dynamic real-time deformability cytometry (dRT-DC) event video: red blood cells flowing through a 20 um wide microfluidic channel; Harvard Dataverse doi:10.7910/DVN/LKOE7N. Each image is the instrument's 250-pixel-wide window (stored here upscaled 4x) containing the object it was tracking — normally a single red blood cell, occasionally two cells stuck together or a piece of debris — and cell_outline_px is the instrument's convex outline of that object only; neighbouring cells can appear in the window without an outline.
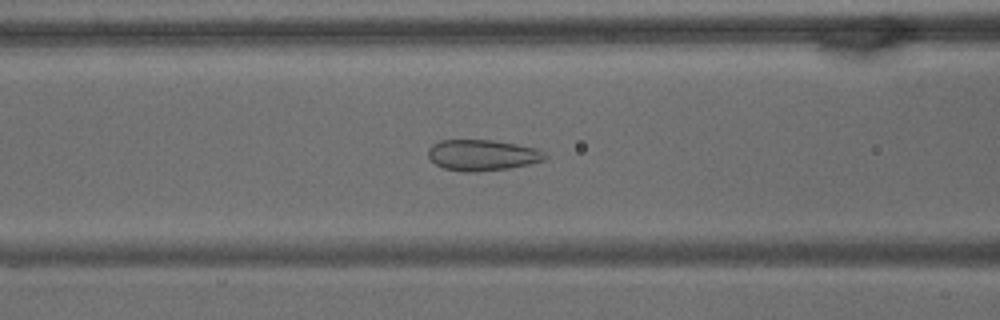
{"species": "common noctule bat (a hibernating species)", "species_latin": "Nyctalus noctula", "temperature_condition": "warm", "stored_images_in_passage": 65, "camera_frame_rate_fps": 3000, "um_per_image_px": 0.085, "animal": {"sex": "male", "body_mass_g": 15.6}, "frame": {"image": 1, "passage_image": 25, "time_ms": 8.0, "image_size_px": [1000, 320], "cell_outline_px": [[548, 156], [544, 160], [528, 164], [508, 168], [472, 172], [464, 172], [444, 168], [436, 164], [428, 156], [428, 148], [432, 144], [440, 140], [492, 140], [516, 144], [536, 148], [544, 152]], "centroid_in_image_um": [40.98, 13.18], "position_along_channel_um": 125.6, "area_um2": 20.98}}
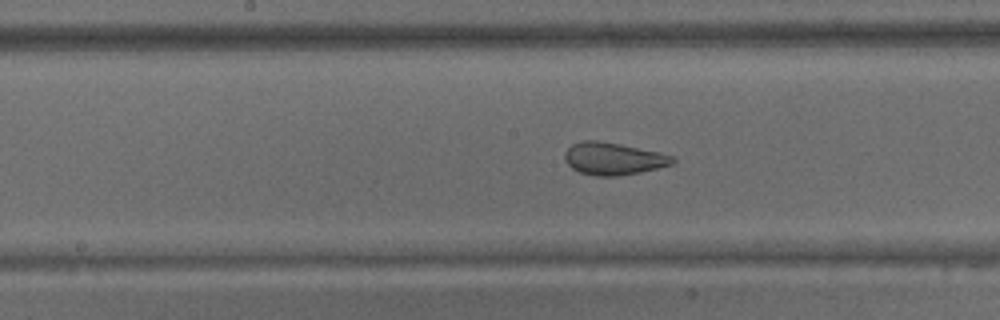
{"frame": {"image": 2, "passage_image": 32, "time_ms": 10.333, "image_size_px": [1000, 320], "cell_outline_px": [[676, 160], [672, 164], [640, 172], [616, 176], [596, 176], [580, 172], [572, 168], [564, 160], [564, 152], [572, 144], [584, 140], [596, 140], [620, 144], [676, 156]], "centroid_in_image_um": [52.12, 13.48], "position_along_channel_um": 196.1, "area_um2": 20.23}}
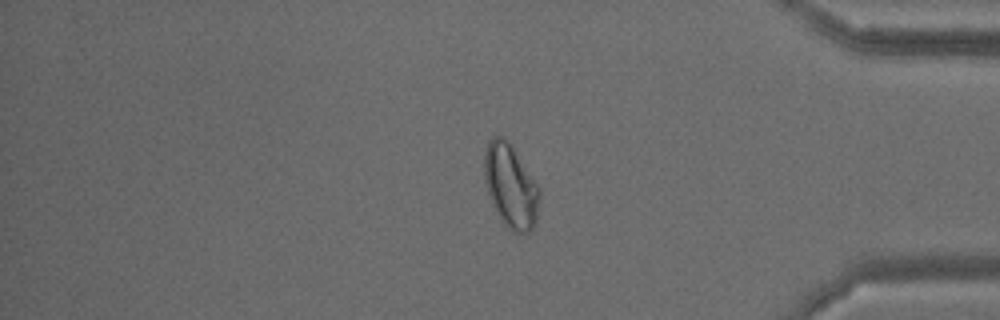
{"frame": {"image": 3, "passage_image": 54, "time_ms": 17.667, "image_size_px": [1000, 320], "cell_outline_px": [[540, 200], [536, 224], [528, 232], [516, 232], [508, 228], [500, 220], [492, 204], [484, 180], [484, 152], [488, 140], [492, 136], [504, 136], [508, 140], [536, 180], [540, 188]], "centroid_in_image_um": [43.41, 15.79], "position_along_channel_um": 391.8, "area_um2": 27.34}, "authors_computed_cell_mechanics": {"area_um2": 25.3164, "velocity_mm_per_s": 3.0137, "shape_relaxation_time_tau1_ms": null, "shape_relaxation_time_tau2_ms": 1.3548, "deformation_change_tau1": null, "deformation_change_tau2": 0.0651}}